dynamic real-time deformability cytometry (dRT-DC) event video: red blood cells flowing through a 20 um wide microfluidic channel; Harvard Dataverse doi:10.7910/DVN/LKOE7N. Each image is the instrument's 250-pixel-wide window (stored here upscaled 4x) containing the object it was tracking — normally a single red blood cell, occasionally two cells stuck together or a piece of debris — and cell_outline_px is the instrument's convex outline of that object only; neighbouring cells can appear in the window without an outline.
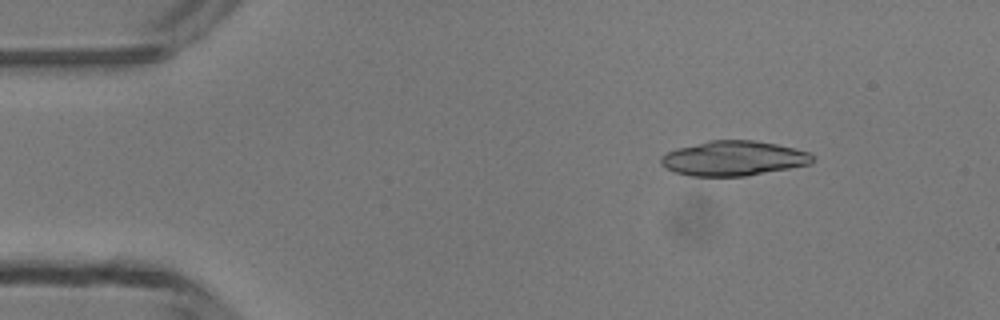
{"species": "common noctule bat (a hibernating species)", "species_latin": "Nyctalus noctula", "temperature_condition": "room temperature", "stored_images_in_passage": 4, "camera_frame_rate_fps": 3000, "um_per_image_px": 0.085, "animal": {"sex": "male", "body_mass_g": 13.3}, "frame": {"image": 1, "passage_image": 2, "time_ms": 1.0, "image_size_px": [1000, 320], "cell_outline_px": [[812, 164], [748, 176], [692, 176], [676, 172], [664, 168], [660, 164], [660, 156], [676, 148], [708, 140], [752, 140], [776, 144], [796, 148], [808, 152], [812, 156]], "centroid_in_image_um": [62.33, 13.46], "position_along_channel_um": 22.7, "area_um2": 30.92}}